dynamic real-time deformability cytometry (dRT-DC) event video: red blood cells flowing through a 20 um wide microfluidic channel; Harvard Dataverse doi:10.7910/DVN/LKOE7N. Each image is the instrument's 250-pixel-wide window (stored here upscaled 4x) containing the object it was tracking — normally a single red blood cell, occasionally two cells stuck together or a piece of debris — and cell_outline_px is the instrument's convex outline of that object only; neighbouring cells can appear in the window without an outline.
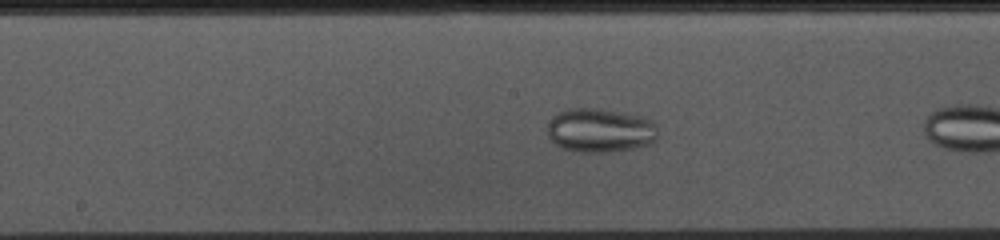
{"species": "common noctule bat (a hibernating species)", "species_latin": "Nyctalus noctula", "temperature_condition": "cold", "stored_images_in_passage": 21, "camera_frame_rate_fps": 3000, "um_per_image_px": 0.085, "animal": {"sex": "female", "body_mass_g": 10.0, "forearm_length_mm": 53.1}, "frame": {"image": 1, "passage_image": 12, "time_ms": 3.667, "image_size_px": [1000, 240], "cell_outline_px": [[656, 140], [652, 144], [632, 148], [604, 152], [580, 152], [560, 148], [548, 136], [548, 120], [552, 116], [568, 108], [600, 108], [644, 116], [652, 120], [656, 124]], "centroid_in_image_um": [51.01, 11.06], "position_along_channel_um": 197.2, "area_um2": 28.61}}